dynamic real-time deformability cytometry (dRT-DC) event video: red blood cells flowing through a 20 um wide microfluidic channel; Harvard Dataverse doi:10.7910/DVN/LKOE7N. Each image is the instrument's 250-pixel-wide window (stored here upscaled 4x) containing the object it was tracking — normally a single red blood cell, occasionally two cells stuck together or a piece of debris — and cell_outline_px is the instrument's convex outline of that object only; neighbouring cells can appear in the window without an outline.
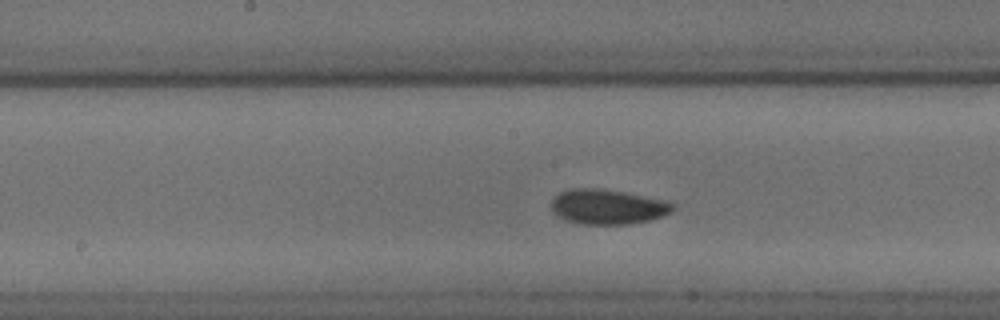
{"species": "common noctule bat (a hibernating species)", "species_latin": "Nyctalus noctula", "temperature_condition": "cold", "stored_images_in_passage": 48, "camera_frame_rate_fps": 3000, "um_per_image_px": 0.085, "animal": {"sex": "male", "body_mass_g": 18.8}, "frame": {"image": 1, "passage_image": 21, "time_ms": 6.667, "image_size_px": [1000, 320], "cell_outline_px": [[672, 212], [648, 220], [628, 224], [584, 224], [568, 220], [556, 216], [552, 212], [552, 200], [560, 192], [568, 188], [596, 188], [620, 192], [664, 200], [672, 204]], "centroid_in_image_um": [51.58, 17.58], "position_along_channel_um": 196.6, "area_um2": 24.22}}
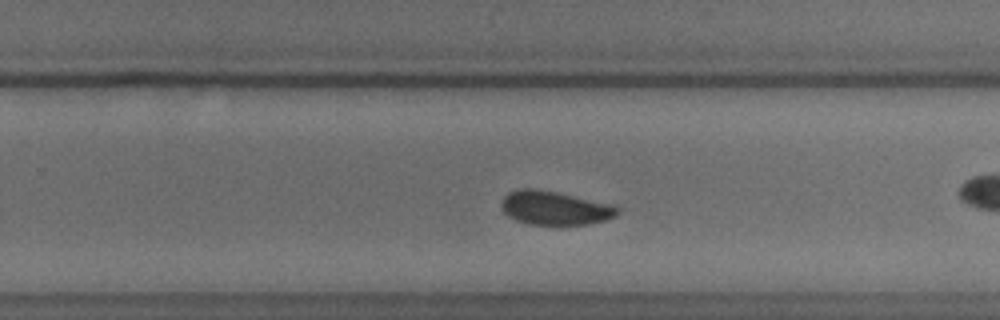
{"frame": {"image": 2, "passage_image": 28, "time_ms": 9.0, "image_size_px": [1000, 320], "cell_outline_px": [[620, 212], [616, 216], [608, 220], [588, 224], [528, 224], [516, 220], [508, 216], [504, 212], [500, 204], [504, 196], [508, 192], [520, 188], [536, 188], [616, 204], [620, 208]], "centroid_in_image_um": [47.2, 17.67], "position_along_channel_um": 282.6, "area_um2": 23.18}}
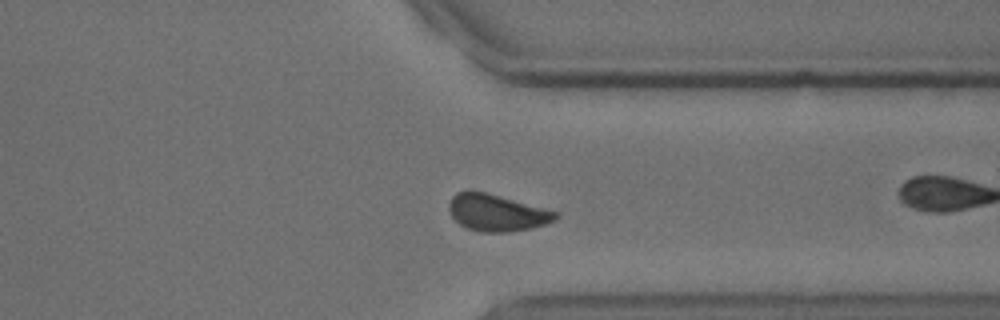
{"frame": {"image": 3, "passage_image": 35, "time_ms": 11.333, "image_size_px": [1000, 320], "cell_outline_px": [[560, 216], [544, 224], [532, 228], [508, 232], [484, 232], [464, 228], [452, 216], [448, 208], [448, 204], [452, 196], [456, 192], [468, 188], [484, 192], [560, 212]], "centroid_in_image_um": [42.18, 18.06], "position_along_channel_um": 369.2, "area_um2": 23.0}, "authors_computed_cell_mechanics": {"area_um2": 23.3223, "velocity_mm_per_s": 3.7003, "shape_relaxation_time_tau1_ms": 2.1771, "shape_relaxation_time_tau2_ms": 2.6893, "deformation_change_tau1": 0.0776, "deformation_change_tau2": 0.0603}}